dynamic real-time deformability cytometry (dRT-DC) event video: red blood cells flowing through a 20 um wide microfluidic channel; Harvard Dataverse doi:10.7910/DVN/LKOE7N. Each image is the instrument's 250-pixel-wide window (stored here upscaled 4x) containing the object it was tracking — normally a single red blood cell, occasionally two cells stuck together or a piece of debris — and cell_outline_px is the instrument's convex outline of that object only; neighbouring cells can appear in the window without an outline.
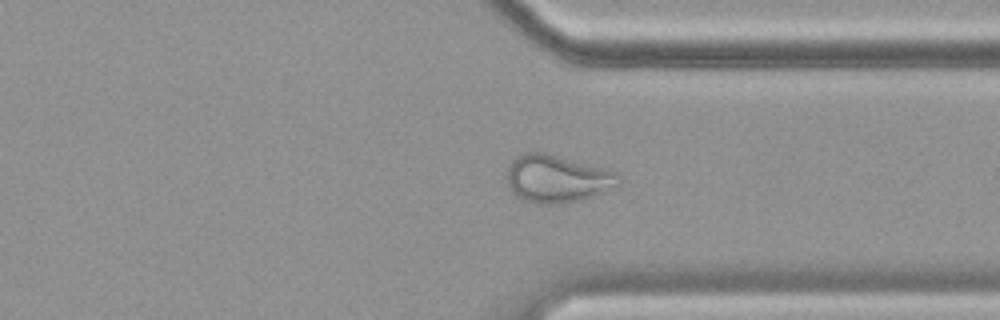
{"species": "common noctule bat (a hibernating species)", "species_latin": "Nyctalus noctula", "temperature_condition": "cold", "stored_images_in_passage": 58, "camera_frame_rate_fps": 3000, "um_per_image_px": 0.085, "animal": {"sex": "female", "body_mass_g": 19.9}, "frame": {"image": 1, "passage_image": 43, "time_ms": 14.0, "image_size_px": [1000, 320], "cell_outline_px": [[620, 188], [592, 196], [576, 200], [552, 204], [536, 204], [524, 200], [516, 196], [512, 192], [504, 176], [512, 160], [516, 156], [524, 152], [544, 152], [604, 168], [616, 172], [620, 176]], "centroid_in_image_um": [47.35, 15.19], "position_along_channel_um": 364.0, "area_um2": 31.27}}
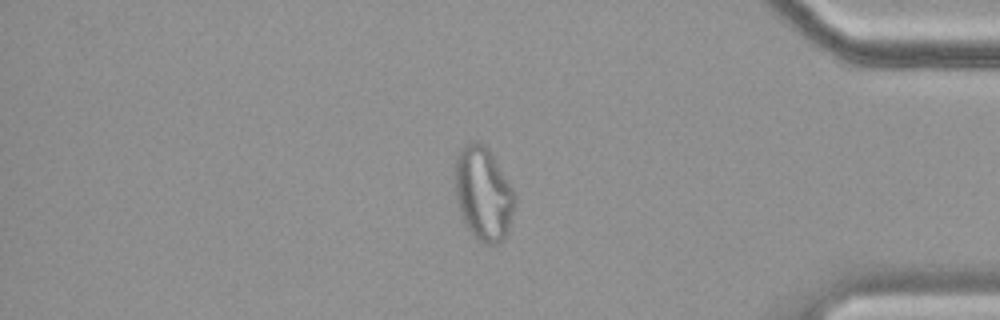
{"frame": {"image": 2, "passage_image": 48, "time_ms": 15.667, "image_size_px": [1000, 320], "cell_outline_px": [[516, 200], [508, 232], [504, 240], [496, 244], [484, 244], [476, 240], [464, 224], [456, 196], [456, 156], [460, 148], [472, 140], [476, 140], [484, 144], [488, 148], [512, 188], [516, 196]], "centroid_in_image_um": [41.09, 16.49], "position_along_channel_um": 394.1, "area_um2": 32.66}}